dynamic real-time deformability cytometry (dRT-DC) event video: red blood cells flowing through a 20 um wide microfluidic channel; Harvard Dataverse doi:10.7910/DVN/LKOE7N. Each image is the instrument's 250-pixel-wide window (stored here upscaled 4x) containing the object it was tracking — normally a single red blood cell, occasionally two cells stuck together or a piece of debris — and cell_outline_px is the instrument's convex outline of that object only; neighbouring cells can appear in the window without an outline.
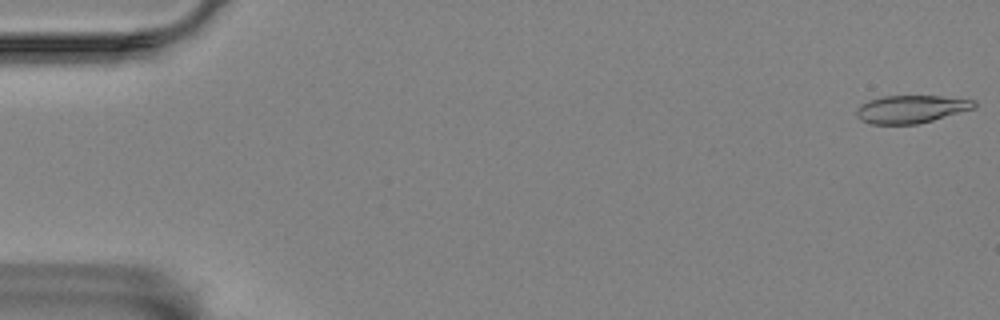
{"species": "Egyptian fruit bat (a non-hibernating species)", "species_latin": "Rousettus aegyptiacus", "temperature_condition": "room temperature", "stored_images_in_passage": 14, "camera_frame_rate_fps": 3000, "um_per_image_px": 0.085, "animal": {"sex": "female"}, "frame": {"image": 1, "passage_image": 1, "time_ms": 0.0, "image_size_px": [1000, 320], "cell_outline_px": [[976, 108], [932, 120], [916, 124], [872, 124], [860, 120], [856, 116], [856, 108], [860, 104], [868, 100], [884, 96], [940, 96], [976, 100]], "centroid_in_image_um": [77.42, 9.27], "position_along_channel_um": 7.6, "area_um2": 19.13}}